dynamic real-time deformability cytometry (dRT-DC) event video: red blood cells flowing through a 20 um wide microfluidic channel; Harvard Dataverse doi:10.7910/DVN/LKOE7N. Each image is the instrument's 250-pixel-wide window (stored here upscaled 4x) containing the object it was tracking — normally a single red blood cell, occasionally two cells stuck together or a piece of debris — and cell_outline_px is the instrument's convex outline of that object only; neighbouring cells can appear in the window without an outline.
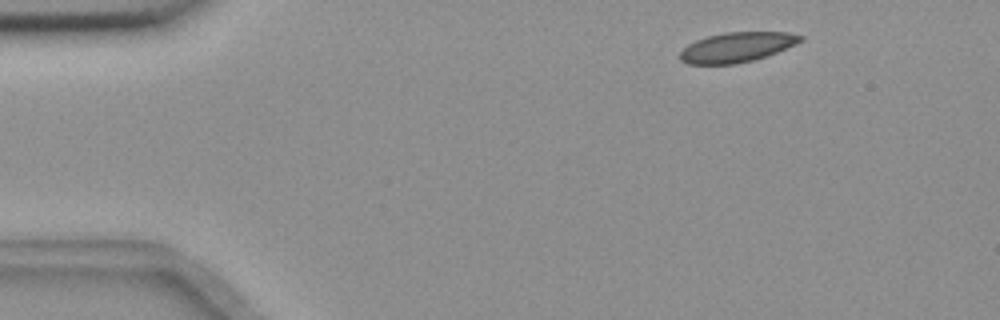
{"species": "common noctule bat (a hibernating species)", "species_latin": "Nyctalus noctula", "temperature_condition": "room temperature", "stored_images_in_passage": 7, "camera_frame_rate_fps": 3000, "um_per_image_px": 0.085, "animal": {"sex": "female", "body_mass_g": 18.4}, "frame": {"image": 1, "passage_image": 1, "time_ms": 0.0, "image_size_px": [1000, 320], "cell_outline_px": [[804, 40], [796, 44], [768, 56], [736, 64], [688, 64], [680, 60], [680, 52], [688, 44], [696, 40], [708, 36], [724, 32], [788, 32], [804, 36]], "centroid_in_image_um": [62.66, 4.01], "position_along_channel_um": 22.3, "area_um2": 21.04}}
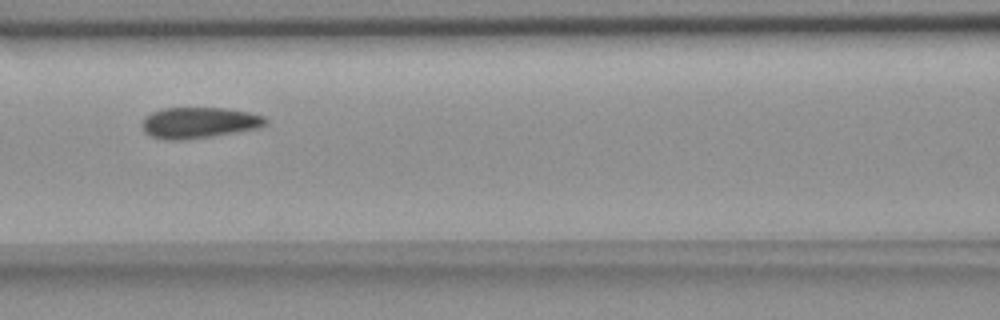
{"frame": {"image": 2, "passage_image": 6, "time_ms": 1.667, "image_size_px": [1000, 320], "cell_outline_px": [[268, 124], [260, 128], [212, 136], [180, 140], [164, 140], [152, 136], [144, 132], [140, 124], [144, 116], [152, 112], [164, 108], [224, 108], [248, 112], [264, 116], [268, 120]], "centroid_in_image_um": [16.9, 10.43], "position_along_channel_um": 149.7, "area_um2": 22.48}}
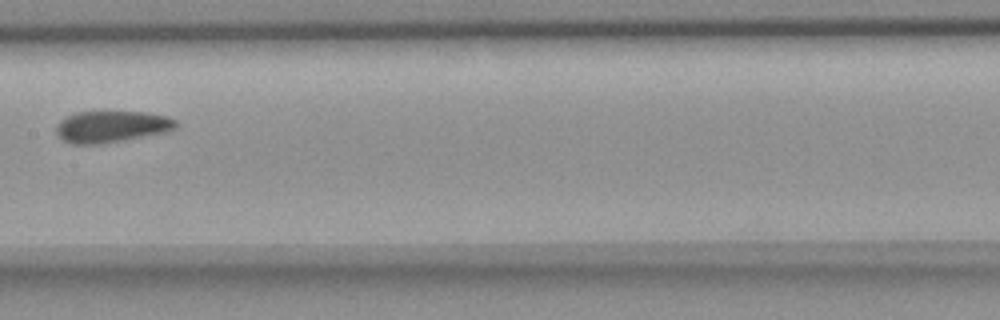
{"frame": {"image": 3, "passage_image": 7, "time_ms": 2.0, "image_size_px": [1000, 320], "cell_outline_px": [[180, 124], [176, 128], [164, 132], [100, 144], [72, 144], [64, 140], [56, 132], [56, 124], [60, 120], [76, 112], [104, 108], [144, 112], [168, 116], [176, 120]], "centroid_in_image_um": [9.48, 10.69], "position_along_channel_um": 197.9, "area_um2": 22.83}}